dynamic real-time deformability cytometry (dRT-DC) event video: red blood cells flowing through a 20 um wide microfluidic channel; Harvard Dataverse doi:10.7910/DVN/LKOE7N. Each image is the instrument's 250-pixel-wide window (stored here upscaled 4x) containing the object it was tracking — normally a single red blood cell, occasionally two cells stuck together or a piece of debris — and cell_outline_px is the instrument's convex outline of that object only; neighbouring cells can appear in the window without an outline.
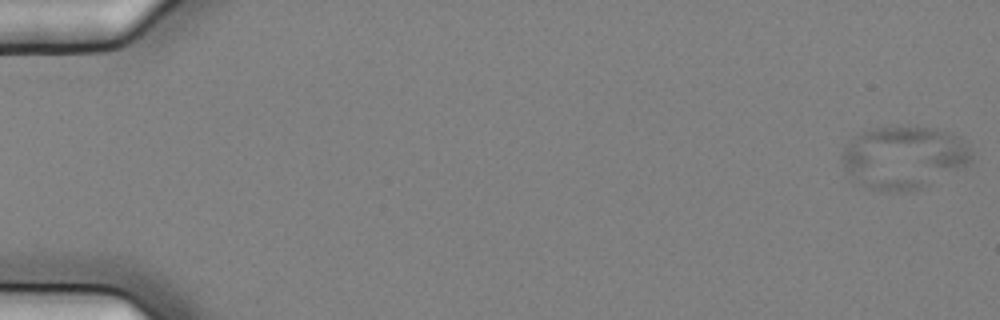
{"species": "common noctule bat (a hibernating species)", "species_latin": "Nyctalus noctula", "temperature_condition": "cold", "stored_images_in_passage": 7, "camera_frame_rate_fps": 3000, "um_per_image_px": 0.085, "animal": {"sex": "female", "body_mass_g": 25.1}, "frame": {"image": 1, "passage_image": 2, "time_ms": 0.333, "image_size_px": [1000, 320], "cell_outline_px": [[972, 160], [968, 164], [920, 188], [900, 192], [880, 192], [864, 184], [848, 172], [840, 156], [844, 144], [860, 132], [872, 128], [936, 128], [960, 136], [968, 140], [972, 152]], "centroid_in_image_um": [76.85, 13.36], "position_along_channel_um": 8.1, "area_um2": 46.88}}